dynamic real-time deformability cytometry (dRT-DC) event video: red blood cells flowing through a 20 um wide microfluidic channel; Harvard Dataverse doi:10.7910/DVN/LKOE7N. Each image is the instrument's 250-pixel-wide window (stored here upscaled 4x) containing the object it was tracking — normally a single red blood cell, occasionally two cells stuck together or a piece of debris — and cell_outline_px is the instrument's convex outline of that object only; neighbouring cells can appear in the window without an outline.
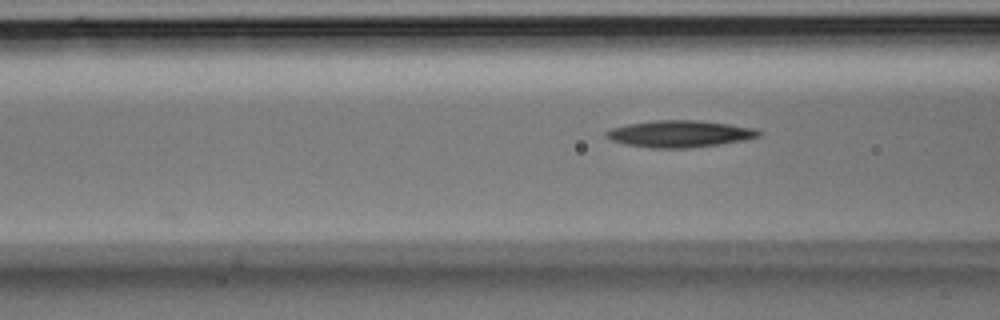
{"species": "Egyptian fruit bat (a non-hibernating species)", "species_latin": "Rousettus aegyptiacus", "temperature_condition": "room temperature", "stored_images_in_passage": 7, "segment_of_instrument_passage": [1, 2], "camera_frame_rate_fps": 3000, "um_per_image_px": 0.085, "animal": {"sex": "male"}, "frame": {"image": 1, "passage_image": 6, "time_ms": 1.667, "image_size_px": [1000, 320], "cell_outline_px": [[764, 132], [760, 136], [744, 140], [720, 144], [688, 148], [648, 148], [628, 144], [612, 140], [604, 136], [604, 132], [612, 128], [628, 124], [652, 120], [696, 120], [728, 124], [756, 128]], "centroid_in_image_um": [57.8, 11.37], "position_along_channel_um": 108.8, "area_um2": 23.87}}